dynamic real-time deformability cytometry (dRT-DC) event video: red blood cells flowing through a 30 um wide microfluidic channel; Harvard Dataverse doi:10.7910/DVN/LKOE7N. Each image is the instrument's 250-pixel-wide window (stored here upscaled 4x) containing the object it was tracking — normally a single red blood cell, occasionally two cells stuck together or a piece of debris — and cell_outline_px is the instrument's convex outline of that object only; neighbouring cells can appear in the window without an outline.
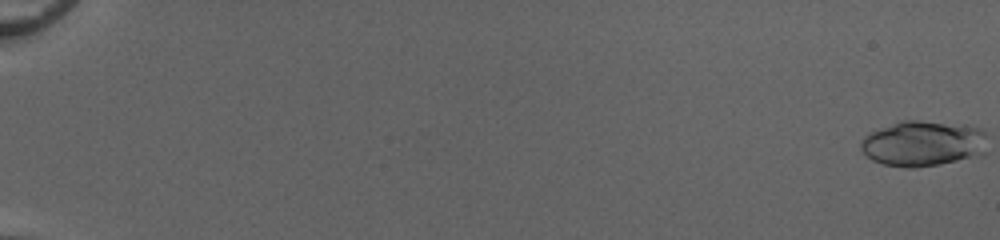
{"species": "common noctule bat (a hibernating species)", "species_latin": "Nyctalus noctula", "temperature_condition": "cold", "stored_images_in_passage": 53, "camera_frame_rate_fps": 3000, "um_per_image_px": 0.085, "animal": {"sex": "female", "body_mass_g": 20.0, "forearm_length_mm": 54.0}, "frame": {"image": 1, "passage_image": 1, "time_ms": 0.0, "image_size_px": [1000, 240], "cell_outline_px": [[984, 132], [972, 152], [968, 156], [956, 160], [940, 164], [912, 168], [908, 168], [884, 164], [872, 160], [860, 148], [860, 144], [864, 136], [872, 132], [896, 124], [940, 124], [976, 128]], "centroid_in_image_um": [78.21, 12.27], "position_along_channel_um": 6.8, "area_um2": 30.11}}
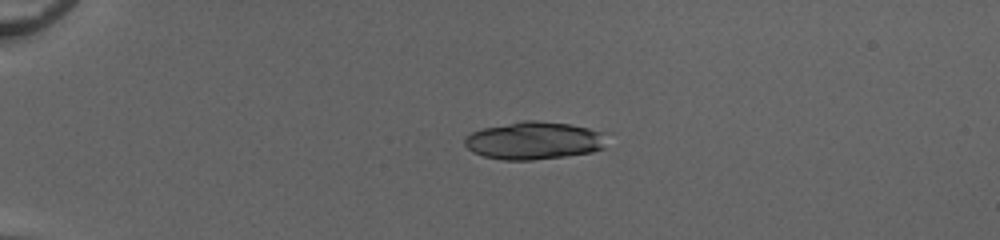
{"frame": {"image": 2, "passage_image": 15, "time_ms": 4.667, "image_size_px": [1000, 240], "cell_outline_px": [[604, 148], [592, 152], [564, 156], [532, 160], [500, 160], [484, 156], [472, 152], [464, 144], [464, 140], [472, 132], [484, 128], [524, 120], [532, 120], [568, 124], [588, 128], [600, 132]], "centroid_in_image_um": [45.32, 11.96], "position_along_channel_um": 39.7, "area_um2": 30.69}}
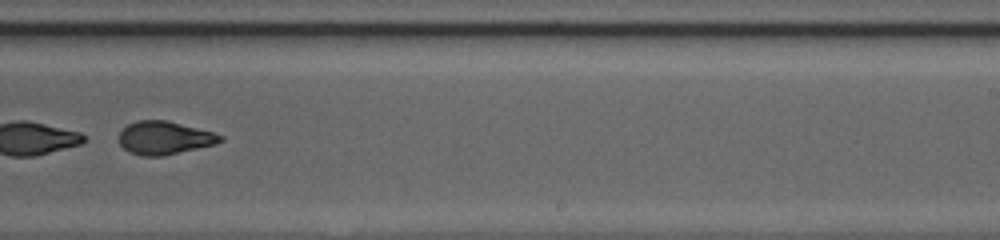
{"frame": {"image": 3, "passage_image": 37, "time_ms": 12.0, "image_size_px": [1000, 240], "cell_outline_px": [[224, 140], [216, 144], [164, 156], [140, 156], [128, 152], [120, 144], [120, 132], [128, 124], [136, 120], [164, 120], [212, 132], [224, 136]], "centroid_in_image_um": [13.97, 11.73], "position_along_channel_um": 275.0, "area_um2": 19.48}, "authors_computed_cell_mechanics": {"area_um2": 29.3624, "velocity_mm_per_s": 4.1288, "shape_relaxation_time_tau1_ms": 1.2406, "shape_relaxation_time_tau2_ms": 1.348, "deformation_change_tau1": 0.3188, "deformation_change_tau2": 0.0745}}